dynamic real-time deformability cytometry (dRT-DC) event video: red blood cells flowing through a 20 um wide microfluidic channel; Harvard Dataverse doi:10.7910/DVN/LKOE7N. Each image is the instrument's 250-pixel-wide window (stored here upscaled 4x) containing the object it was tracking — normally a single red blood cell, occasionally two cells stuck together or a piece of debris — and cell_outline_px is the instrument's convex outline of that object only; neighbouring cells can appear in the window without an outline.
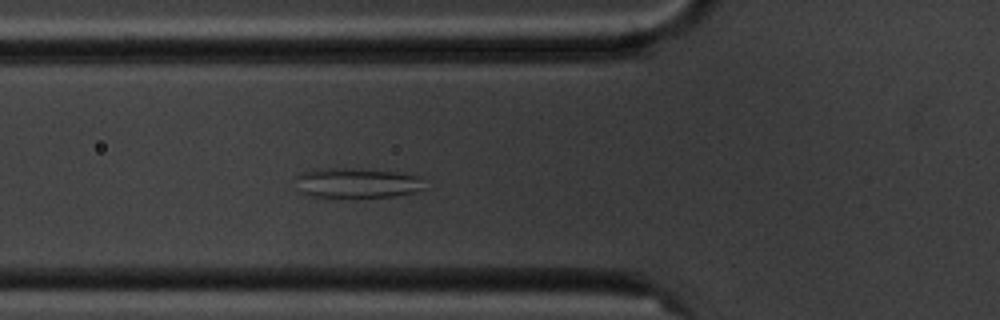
{"species": "common noctule bat (a hibernating species)", "species_latin": "Nyctalus noctula", "temperature_condition": "cold", "stored_images_in_passage": 5, "camera_frame_rate_fps": 3000, "um_per_image_px": 0.085, "animal": {"sex": "male", "body_mass_g": 20.1, "forearm_length_mm": 53.5}, "frame": {"image": 1, "passage_image": 5, "time_ms": 4.667, "image_size_px": [1000, 320], "cell_outline_px": [[424, 188], [412, 192], [392, 196], [340, 200], [308, 196], [300, 192], [296, 176], [300, 172], [320, 168], [348, 168], [396, 172], [420, 176]], "centroid_in_image_um": [30.25, 15.59], "position_along_channel_um": 95.6, "area_um2": 23.24}}